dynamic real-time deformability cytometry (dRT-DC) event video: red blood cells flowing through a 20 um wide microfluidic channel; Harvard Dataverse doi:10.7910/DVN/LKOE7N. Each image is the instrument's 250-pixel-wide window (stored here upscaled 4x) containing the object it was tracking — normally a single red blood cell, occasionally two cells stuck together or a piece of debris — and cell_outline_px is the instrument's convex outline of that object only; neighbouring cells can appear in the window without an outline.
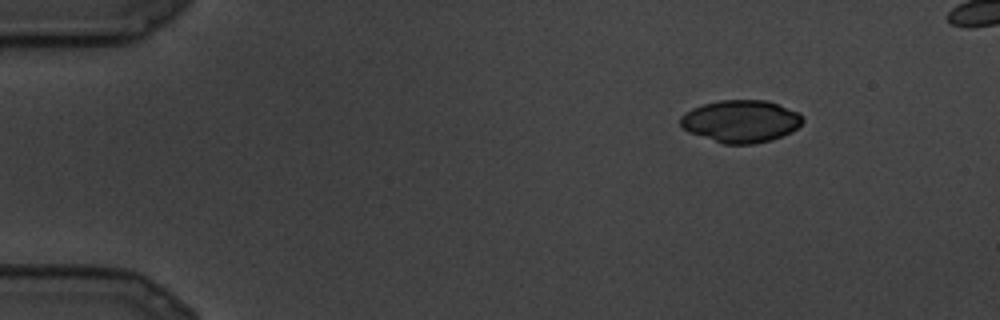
{"species": "common noctule bat (a hibernating species)", "species_latin": "Nyctalus noctula", "temperature_condition": "cold", "stored_images_in_passage": 5, "camera_frame_rate_fps": 3000, "um_per_image_px": 0.085, "animal": {"sex": "male", "body_mass_g": 19.5, "forearm_length_mm": 54.6}, "frame": {"image": 1, "passage_image": 1, "time_ms": 0.0, "image_size_px": [1000, 320], "cell_outline_px": [[804, 120], [792, 132], [772, 140], [752, 144], [724, 144], [688, 132], [680, 124], [680, 116], [684, 112], [692, 108], [704, 104], [720, 100], [764, 100], [776, 104], [796, 112], [804, 116]], "centroid_in_image_um": [62.95, 10.31], "position_along_channel_um": 22.1, "area_um2": 30.06}}